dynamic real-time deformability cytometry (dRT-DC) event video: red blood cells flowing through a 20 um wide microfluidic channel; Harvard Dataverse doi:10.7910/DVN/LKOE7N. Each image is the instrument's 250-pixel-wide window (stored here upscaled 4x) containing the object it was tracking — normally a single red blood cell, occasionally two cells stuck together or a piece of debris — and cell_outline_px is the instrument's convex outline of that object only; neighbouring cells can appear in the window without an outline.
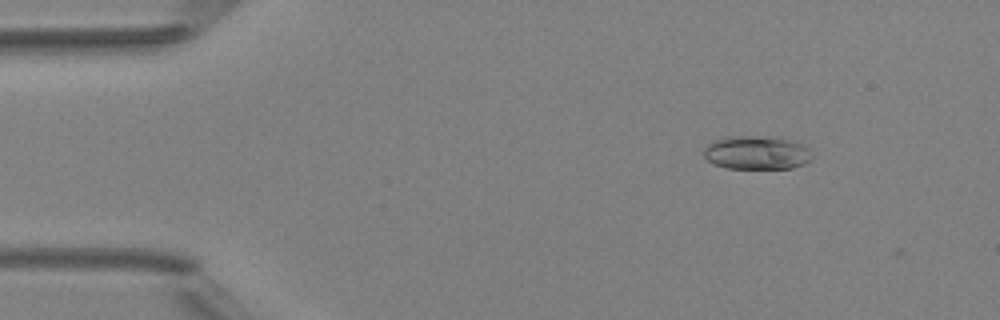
{"species": "Egyptian fruit bat (a non-hibernating species)", "species_latin": "Rousettus aegyptiacus", "temperature_condition": "room temperature", "stored_images_in_passage": 5, "camera_frame_rate_fps": 3000, "um_per_image_px": 0.085, "animal": {"sex": "female"}, "frame": {"image": 1, "passage_image": 2, "time_ms": 1.333, "image_size_px": [1000, 320], "cell_outline_px": [[812, 160], [804, 164], [792, 168], [728, 168], [716, 164], [708, 160], [704, 156], [704, 148], [712, 140], [728, 136], [784, 136], [796, 140], [804, 144], [808, 148], [812, 156]], "centroid_in_image_um": [64.38, 12.94], "position_along_channel_um": 20.6, "area_um2": 21.68}}
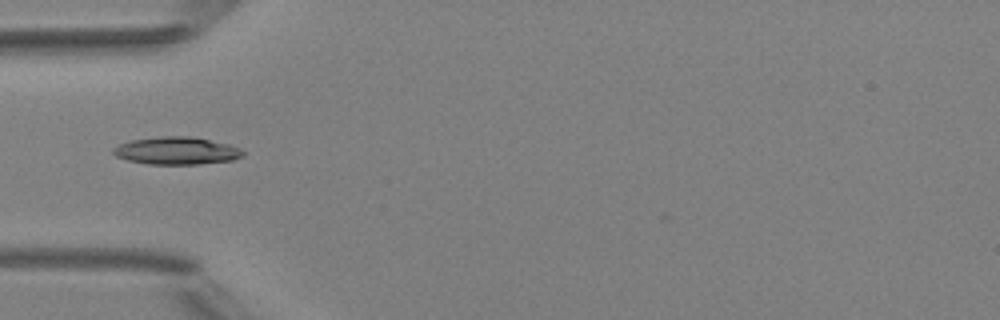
{"frame": {"image": 2, "passage_image": 5, "time_ms": 4.667, "image_size_px": [1000, 320], "cell_outline_px": [[244, 156], [232, 160], [200, 164], [148, 164], [128, 160], [116, 156], [112, 152], [112, 148], [120, 144], [132, 140], [160, 136], [192, 136], [228, 144], [240, 148], [244, 152]], "centroid_in_image_um": [15.02, 12.81], "position_along_channel_um": 70.0, "area_um2": 20.81}}